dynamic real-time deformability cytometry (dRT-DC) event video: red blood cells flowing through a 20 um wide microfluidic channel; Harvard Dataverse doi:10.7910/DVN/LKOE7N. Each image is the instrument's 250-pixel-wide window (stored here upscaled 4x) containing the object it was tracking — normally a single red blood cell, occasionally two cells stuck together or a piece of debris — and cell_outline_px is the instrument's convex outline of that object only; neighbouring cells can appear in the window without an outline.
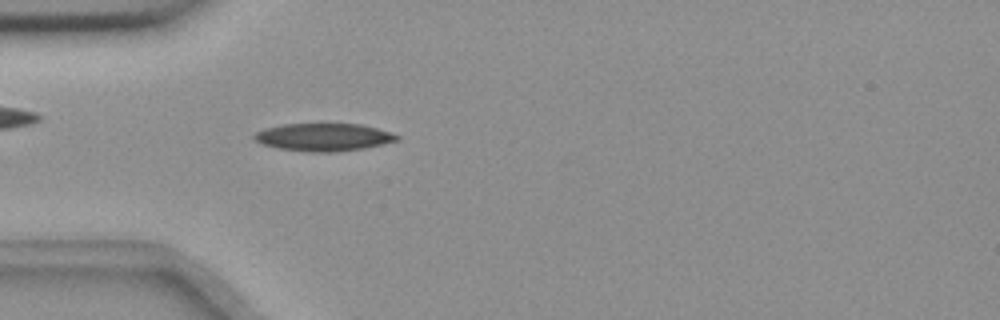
{"species": "common noctule bat (a hibernating species)", "species_latin": "Nyctalus noctula", "temperature_condition": "room temperature", "stored_images_in_passage": 56, "camera_frame_rate_fps": 3000, "um_per_image_px": 0.085, "animal": {"sex": "female", "body_mass_g": 18.4}, "frame": {"image": 1, "passage_image": 17, "time_ms": 5.333, "image_size_px": [1000, 320], "cell_outline_px": [[400, 140], [364, 148], [328, 152], [312, 152], [276, 148], [264, 144], [256, 140], [252, 136], [256, 132], [264, 128], [284, 124], [360, 124], [392, 132], [400, 136]], "centroid_in_image_um": [27.52, 11.65], "position_along_channel_um": 57.5, "area_um2": 22.89}}
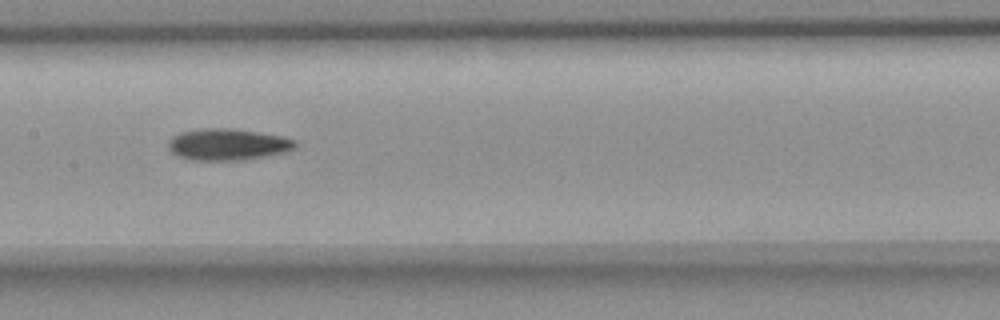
{"frame": {"image": 2, "passage_image": 28, "time_ms": 9.0, "image_size_px": [1000, 320], "cell_outline_px": [[296, 148], [284, 152], [244, 160], [192, 160], [180, 156], [172, 152], [168, 148], [168, 144], [172, 136], [180, 132], [204, 128], [228, 128], [284, 136], [296, 140]], "centroid_in_image_um": [19.36, 12.27], "position_along_channel_um": 188.0, "area_um2": 23.24}}
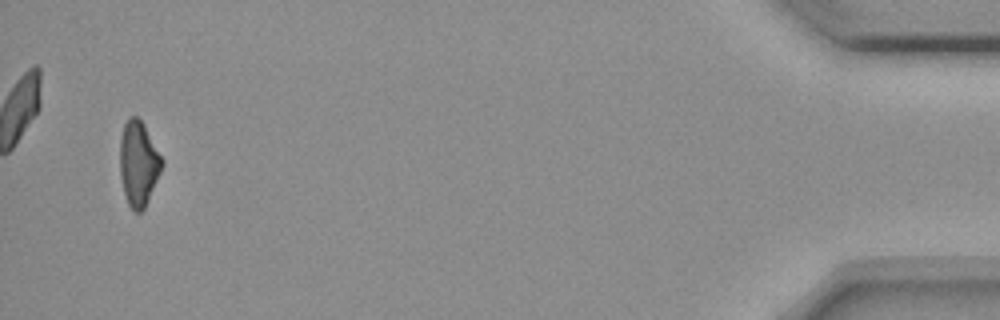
{"frame": {"image": 3, "passage_image": 54, "time_ms": 17.667, "image_size_px": [1000, 320], "cell_outline_px": [[164, 164], [144, 208], [140, 212], [136, 212], [128, 204], [124, 192], [120, 176], [120, 140], [124, 124], [128, 116], [136, 116], [144, 124], [164, 160]], "centroid_in_image_um": [11.77, 13.86], "position_along_channel_um": 423.4, "area_um2": 20.69}}